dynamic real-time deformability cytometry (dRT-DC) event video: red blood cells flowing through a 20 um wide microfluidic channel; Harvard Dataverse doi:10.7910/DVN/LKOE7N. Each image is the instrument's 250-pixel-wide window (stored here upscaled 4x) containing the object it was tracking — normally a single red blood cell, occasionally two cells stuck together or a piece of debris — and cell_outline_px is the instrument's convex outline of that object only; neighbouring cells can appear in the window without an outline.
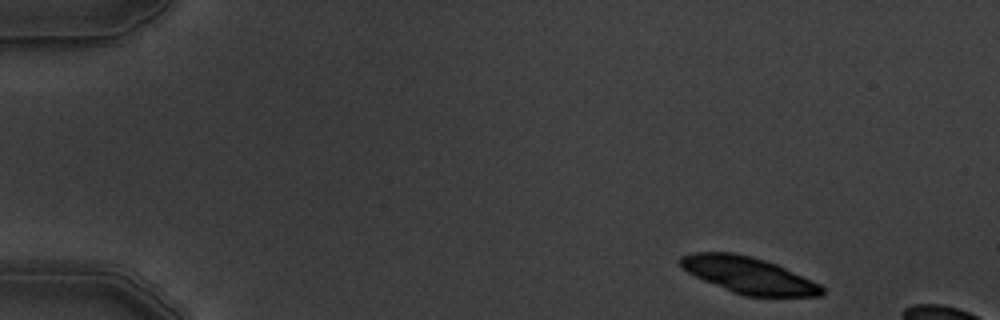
{"species": "common noctule bat (a hibernating species)", "species_latin": "Nyctalus noctula", "temperature_condition": "warm", "stored_images_in_passage": 3, "camera_frame_rate_fps": 3000, "um_per_image_px": 0.085, "animal": {"sex": "male", "body_mass_g": 19.5, "forearm_length_mm": 54.6}, "frame": {"image": 1, "passage_image": 1, "time_ms": 0.0, "image_size_px": [1000, 320], "cell_outline_px": [[824, 292], [820, 296], [744, 296], [732, 292], [704, 280], [680, 268], [680, 256], [692, 252], [732, 252], [752, 256], [776, 264], [812, 280], [820, 284], [824, 288]], "centroid_in_image_um": [63.61, 23.38], "position_along_channel_um": 21.4, "area_um2": 29.94}}